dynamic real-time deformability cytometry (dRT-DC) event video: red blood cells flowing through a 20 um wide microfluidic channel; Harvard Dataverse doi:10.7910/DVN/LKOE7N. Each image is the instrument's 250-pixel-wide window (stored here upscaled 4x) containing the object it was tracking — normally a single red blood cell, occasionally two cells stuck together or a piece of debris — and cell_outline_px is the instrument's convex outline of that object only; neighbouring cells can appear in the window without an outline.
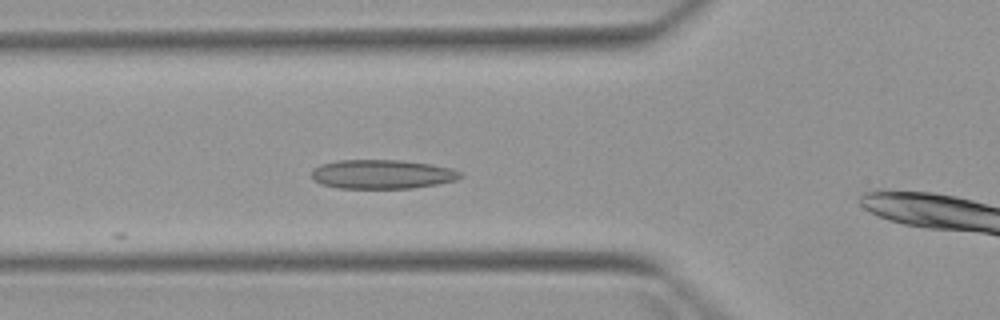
{"species": "Egyptian fruit bat (a non-hibernating species)", "species_latin": "Rousettus aegyptiacus", "temperature_condition": "warm", "stored_images_in_passage": 3, "camera_frame_rate_fps": 3000, "um_per_image_px": 0.085, "animal": {"sex": "female"}, "frame": {"image": 1, "passage_image": 2, "time_ms": 1.667, "image_size_px": [1000, 320], "cell_outline_px": [[464, 176], [456, 180], [436, 184], [412, 188], [340, 188], [320, 184], [312, 180], [312, 168], [320, 164], [336, 160], [400, 160], [432, 164], [452, 168], [464, 172]], "centroid_in_image_um": [32.49, 14.8], "position_along_channel_um": 93.3, "area_um2": 25.55}}